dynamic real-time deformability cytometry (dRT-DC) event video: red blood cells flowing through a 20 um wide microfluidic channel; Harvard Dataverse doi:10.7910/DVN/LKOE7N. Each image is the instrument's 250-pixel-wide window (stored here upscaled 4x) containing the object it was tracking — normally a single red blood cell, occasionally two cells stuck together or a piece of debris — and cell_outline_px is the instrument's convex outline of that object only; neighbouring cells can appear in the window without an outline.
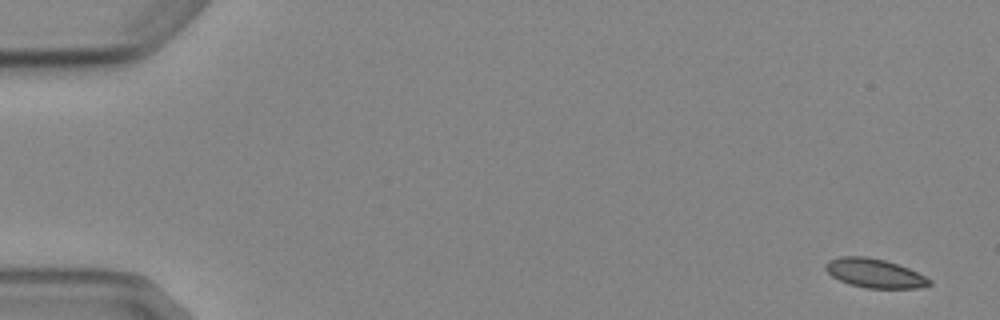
{"species": "Egyptian fruit bat (a non-hibernating species)", "species_latin": "Rousettus aegyptiacus", "temperature_condition": "cold", "stored_images_in_passage": 5, "camera_frame_rate_fps": 3000, "um_per_image_px": 0.085, "animal": {"sex": "female"}, "frame": {"image": 1, "passage_image": 1, "time_ms": 0.0, "image_size_px": [1000, 320], "cell_outline_px": [[932, 284], [920, 288], [868, 288], [848, 284], [832, 276], [824, 268], [824, 264], [828, 260], [840, 256], [864, 256], [884, 260], [908, 268], [932, 280]], "centroid_in_image_um": [74.32, 23.22], "position_along_channel_um": 10.7, "area_um2": 17.51}}
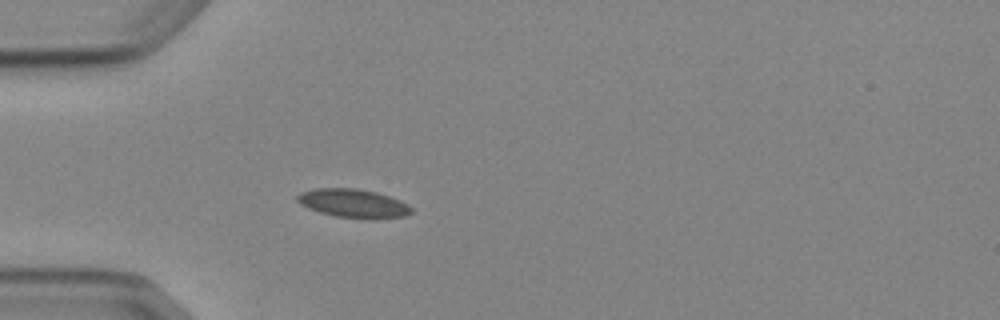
{"frame": {"image": 2, "passage_image": 5, "time_ms": 4.667, "image_size_px": [1000, 320], "cell_outline_px": [[412, 212], [404, 216], [336, 216], [320, 212], [308, 208], [300, 204], [296, 200], [296, 196], [300, 192], [316, 188], [356, 188], [376, 192], [400, 200], [408, 204], [412, 208]], "centroid_in_image_um": [29.95, 17.23], "position_along_channel_um": 55.1, "area_um2": 18.21}}